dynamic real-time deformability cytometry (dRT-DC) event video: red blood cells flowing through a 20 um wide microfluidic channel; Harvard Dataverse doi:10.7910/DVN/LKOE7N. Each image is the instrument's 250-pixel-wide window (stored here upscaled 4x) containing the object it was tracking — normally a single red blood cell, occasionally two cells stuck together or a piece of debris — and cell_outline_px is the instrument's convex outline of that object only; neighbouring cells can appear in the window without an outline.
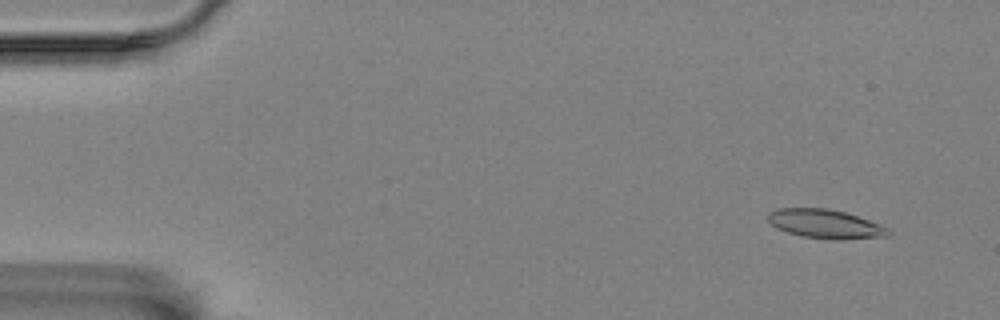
{"species": "Egyptian fruit bat (a non-hibernating species)", "species_latin": "Rousettus aegyptiacus", "temperature_condition": "room temperature", "stored_images_in_passage": 57, "camera_frame_rate_fps": 3000, "um_per_image_px": 0.085, "animal": {"sex": "female"}, "frame": {"image": 1, "passage_image": 4, "time_ms": 1.0, "image_size_px": [1000, 320], "cell_outline_px": [[892, 232], [888, 236], [844, 240], [836, 240], [800, 236], [776, 228], [768, 220], [768, 212], [776, 208], [828, 208], [844, 212], [880, 224], [888, 228]], "centroid_in_image_um": [70.15, 19.04], "position_along_channel_um": 14.8, "area_um2": 20.4}}
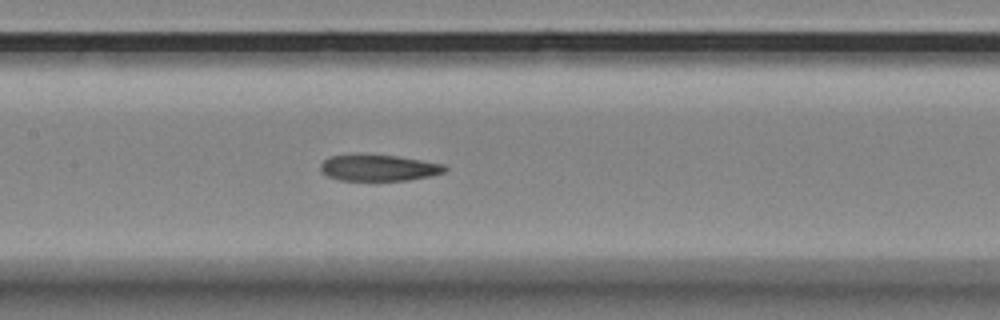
{"frame": {"image": 2, "passage_image": 27, "time_ms": 8.667, "image_size_px": [1000, 320], "cell_outline_px": [[448, 168], [444, 172], [432, 176], [408, 180], [340, 180], [328, 176], [320, 172], [320, 164], [328, 156], [360, 152], [396, 156], [444, 164]], "centroid_in_image_um": [32.13, 14.23], "position_along_channel_um": 175.3, "area_um2": 19.59}}
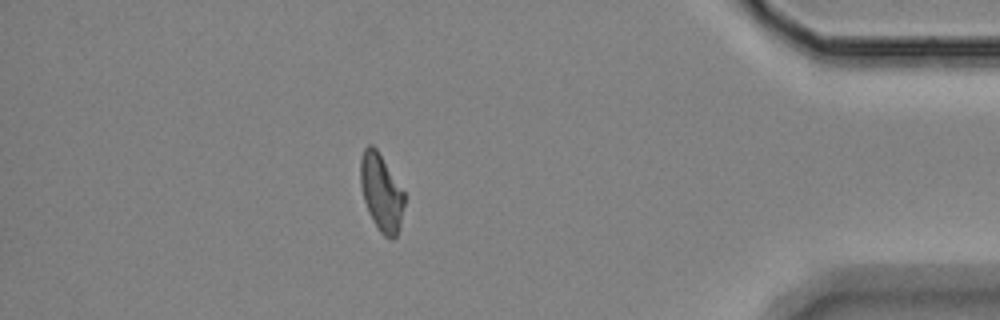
{"frame": {"image": 3, "passage_image": 50, "time_ms": 16.333, "image_size_px": [1000, 320], "cell_outline_px": [[404, 204], [400, 228], [396, 236], [392, 240], [384, 236], [380, 232], [372, 220], [368, 212], [364, 200], [360, 184], [360, 160], [364, 148], [368, 144], [372, 144], [376, 148], [404, 192]], "centroid_in_image_um": [32.4, 16.38], "position_along_channel_um": 402.8, "area_um2": 19.71}, "authors_computed_cell_mechanics": {"area_um2": 20.1144, "velocity_mm_per_s": 3.4897, "shape_relaxation_time_tau1_ms": null, "shape_relaxation_time_tau2_ms": 7.4909, "deformation_change_tau1": null, "deformation_change_tau2": 0.1728}}